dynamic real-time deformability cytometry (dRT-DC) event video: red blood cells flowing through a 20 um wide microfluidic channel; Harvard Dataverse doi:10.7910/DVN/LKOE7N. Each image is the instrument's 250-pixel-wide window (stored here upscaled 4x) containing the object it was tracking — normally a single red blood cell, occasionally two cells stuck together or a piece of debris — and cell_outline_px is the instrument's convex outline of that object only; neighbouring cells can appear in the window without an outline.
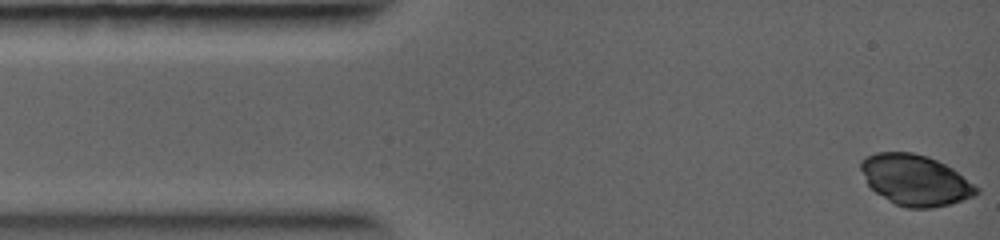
{"species": "common noctule bat (a hibernating species)", "species_latin": "Nyctalus noctula", "temperature_condition": "warm", "stored_images_in_passage": 11, "camera_frame_rate_fps": 5000, "um_per_image_px": 0.085, "animal": {"sex": "female", "body_mass_g": 19.0, "forearm_length_mm": 56.7}, "frame": {"image": 1, "passage_image": 1, "time_ms": 0.0, "image_size_px": [1000, 240], "cell_outline_px": [[980, 192], [972, 196], [948, 204], [932, 208], [908, 208], [896, 204], [888, 200], [876, 192], [868, 184], [860, 168], [860, 160], [864, 156], [876, 152], [912, 152], [928, 156], [952, 168], [980, 188]], "centroid_in_image_um": [77.78, 15.29], "position_along_channel_um": 7.2, "area_um2": 33.99}}